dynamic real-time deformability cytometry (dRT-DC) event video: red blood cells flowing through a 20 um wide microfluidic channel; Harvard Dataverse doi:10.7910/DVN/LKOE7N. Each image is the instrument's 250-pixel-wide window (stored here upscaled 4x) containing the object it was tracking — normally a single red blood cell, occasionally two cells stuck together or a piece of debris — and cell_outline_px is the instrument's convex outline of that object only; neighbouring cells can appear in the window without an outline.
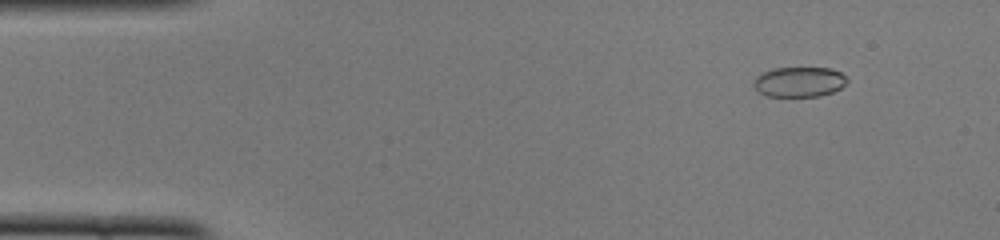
{"species": "common noctule bat (a hibernating species)", "species_latin": "Nyctalus noctula", "temperature_condition": "cold", "stored_images_in_passage": 50, "camera_frame_rate_fps": 3000, "um_per_image_px": 0.085, "animal": {"sex": "female", "body_mass_g": 22.0, "forearm_length_mm": 56.7}, "frame": {"image": 1, "passage_image": 5, "time_ms": 1.333, "image_size_px": [1000, 240], "cell_outline_px": [[848, 80], [840, 88], [832, 92], [820, 96], [768, 96], [760, 92], [756, 88], [756, 76], [760, 72], [772, 68], [832, 68], [848, 76]], "centroid_in_image_um": [67.97, 6.94], "position_along_channel_um": 17.0, "area_um2": 16.3}}
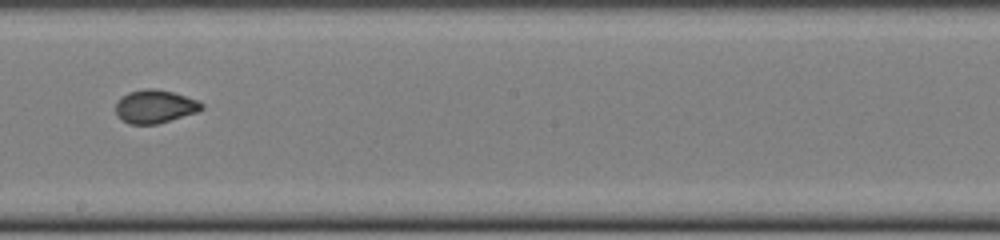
{"frame": {"image": 2, "passage_image": 28, "time_ms": 9.0, "image_size_px": [1000, 240], "cell_outline_px": [[204, 108], [196, 112], [156, 124], [128, 124], [120, 120], [116, 116], [116, 104], [120, 96], [128, 92], [144, 88], [152, 88], [172, 92], [196, 100], [204, 104]], "centroid_in_image_um": [13.11, 9.05], "position_along_channel_um": 235.1, "area_um2": 16.65}}
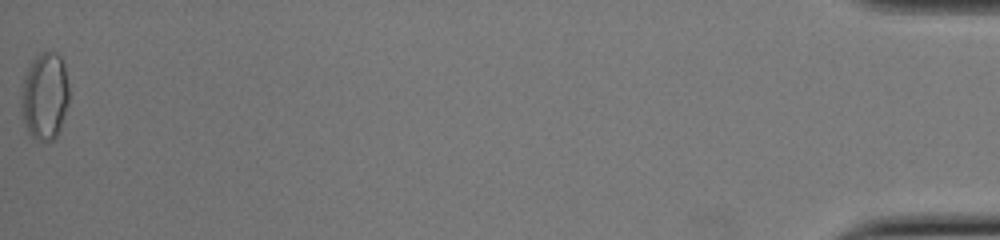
{"frame": {"image": 3, "passage_image": 50, "time_ms": 16.333, "image_size_px": [1000, 240], "cell_outline_px": [[68, 100], [60, 128], [56, 136], [52, 140], [36, 140], [28, 132], [24, 120], [20, 100], [20, 96], [24, 76], [32, 60], [40, 52], [56, 52], [60, 56], [64, 64], [68, 84]], "centroid_in_image_um": [3.79, 8.14], "position_along_channel_um": 431.4, "area_um2": 24.16}, "authors_computed_cell_mechanics": {"area_um2": 16.8487, "velocity_mm_per_s": 4.0161, "shape_relaxation_time_tau1_ms": 8.2606, "shape_relaxation_time_tau2_ms": null, "deformation_change_tau1": 0.1827, "deformation_change_tau2": null}}